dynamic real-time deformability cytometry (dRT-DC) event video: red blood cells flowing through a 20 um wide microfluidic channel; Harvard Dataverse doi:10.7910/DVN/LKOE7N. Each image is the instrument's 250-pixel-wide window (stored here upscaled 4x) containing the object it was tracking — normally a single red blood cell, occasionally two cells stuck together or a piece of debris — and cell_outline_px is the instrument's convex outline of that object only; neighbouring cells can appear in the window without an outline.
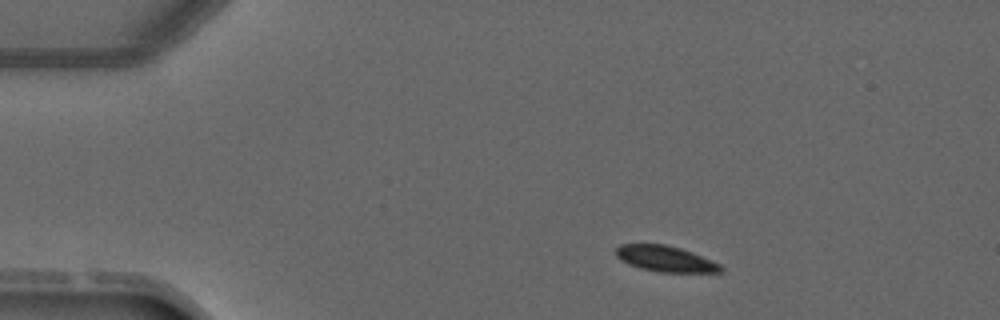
{"species": "common noctule bat (a hibernating species)", "species_latin": "Nyctalus noctula", "temperature_condition": "warm", "stored_images_in_passage": 3, "camera_frame_rate_fps": 3000, "um_per_image_px": 0.085, "animal": {"sex": "male", "forearm_length_mm": 52.5}, "frame": {"image": 1, "passage_image": 1, "time_ms": 0.0, "image_size_px": [1000, 320], "cell_outline_px": [[724, 268], [720, 272], [660, 272], [640, 268], [628, 264], [620, 260], [616, 256], [616, 248], [620, 244], [664, 244], [680, 248], [692, 252], [720, 264]], "centroid_in_image_um": [56.53, 21.99], "position_along_channel_um": 28.5, "area_um2": 15.72}}
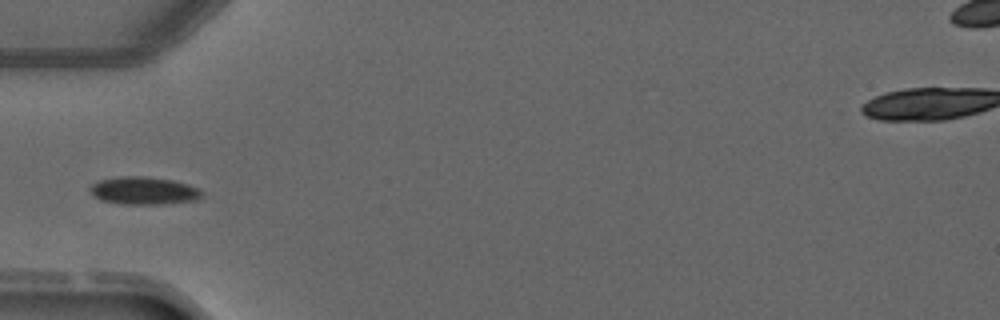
{"frame": {"image": 2, "passage_image": 3, "time_ms": 2.333, "image_size_px": [1000, 320], "cell_outline_px": [[204, 192], [196, 200], [164, 204], [120, 204], [100, 200], [92, 196], [88, 188], [92, 184], [100, 180], [116, 176], [144, 176], [172, 180], [188, 184]], "centroid_in_image_um": [12.16, 16.21], "position_along_channel_um": 72.8, "area_um2": 18.21}}